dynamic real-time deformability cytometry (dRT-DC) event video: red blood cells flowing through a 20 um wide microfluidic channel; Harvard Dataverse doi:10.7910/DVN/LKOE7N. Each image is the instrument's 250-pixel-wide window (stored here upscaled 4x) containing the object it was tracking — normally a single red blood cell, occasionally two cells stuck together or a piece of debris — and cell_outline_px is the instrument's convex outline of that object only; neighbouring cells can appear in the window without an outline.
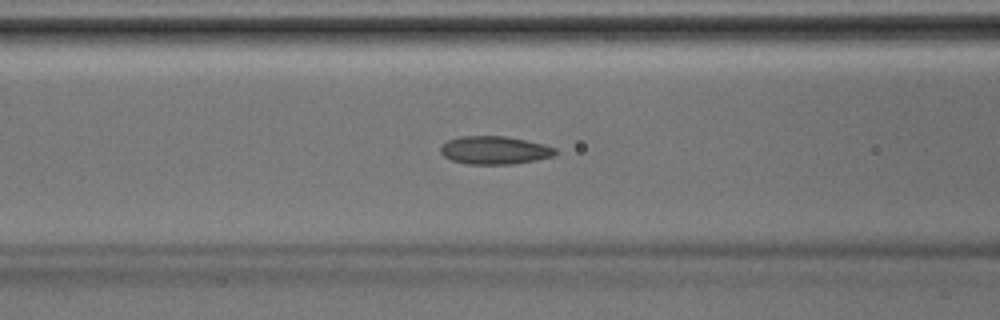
{"species": "Egyptian fruit bat (a non-hibernating species)", "species_latin": "Rousettus aegyptiacus", "temperature_condition": "room temperature", "stored_images_in_passage": 36, "camera_frame_rate_fps": 3000, "um_per_image_px": 0.085, "animal": {"sex": "male"}, "frame": {"image": 1, "passage_image": 12, "time_ms": 3.667, "image_size_px": [1000, 320], "cell_outline_px": [[556, 156], [536, 160], [512, 164], [468, 164], [452, 160], [444, 156], [440, 152], [440, 148], [448, 140], [460, 136], [504, 136], [544, 144], [556, 148]], "centroid_in_image_um": [42.06, 12.77], "position_along_channel_um": 124.5, "area_um2": 18.73}}
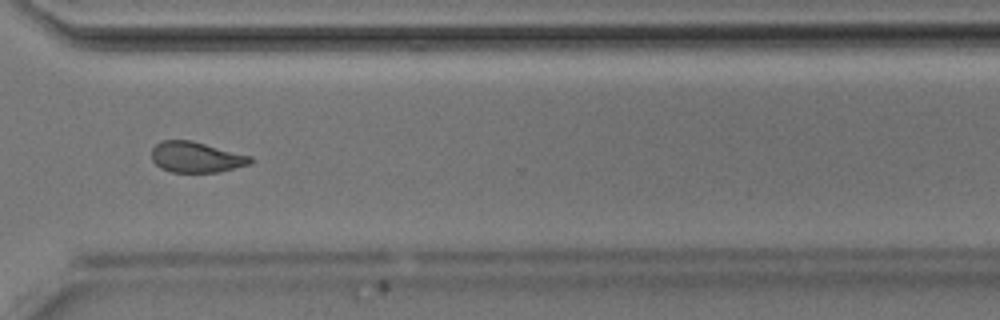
{"frame": {"image": 2, "passage_image": 26, "time_ms": 8.333, "image_size_px": [1000, 320], "cell_outline_px": [[252, 164], [216, 172], [172, 172], [160, 168], [152, 160], [152, 148], [156, 144], [164, 140], [192, 140], [252, 156]], "centroid_in_image_um": [16.68, 13.35], "position_along_channel_um": 353.9, "area_um2": 17.69}}
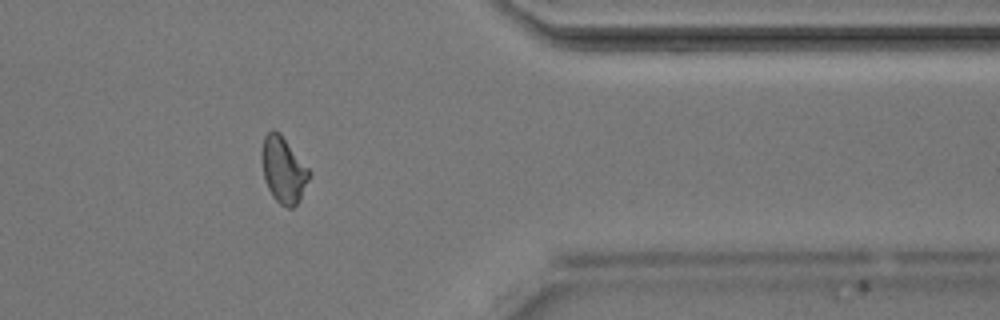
{"frame": {"image": 3, "passage_image": 29, "time_ms": 9.333, "image_size_px": [1000, 320], "cell_outline_px": [[312, 172], [300, 200], [292, 208], [288, 208], [280, 204], [272, 196], [264, 180], [260, 156], [260, 152], [264, 136], [272, 128], [280, 132]], "centroid_in_image_um": [24.07, 14.41], "position_along_channel_um": 387.3, "area_um2": 18.67}}